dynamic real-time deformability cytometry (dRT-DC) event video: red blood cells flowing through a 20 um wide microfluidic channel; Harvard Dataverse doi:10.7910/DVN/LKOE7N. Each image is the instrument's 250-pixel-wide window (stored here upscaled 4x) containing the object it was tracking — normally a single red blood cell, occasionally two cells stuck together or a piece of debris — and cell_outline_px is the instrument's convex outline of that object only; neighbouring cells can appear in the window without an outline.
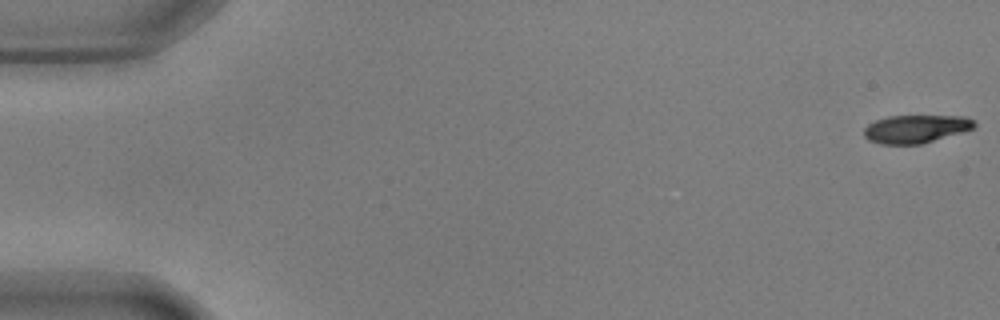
{"species": "common noctule bat (a hibernating species)", "species_latin": "Nyctalus noctula", "temperature_condition": "warm", "stored_images_in_passage": 56, "camera_frame_rate_fps": 3000, "um_per_image_px": 0.085, "animal": {"sex": "male", "body_mass_g": 17.9, "forearm_length_mm": 54.2}, "frame": {"image": 1, "passage_image": 1, "time_ms": 0.0, "image_size_px": [1000, 320], "cell_outline_px": [[976, 128], [964, 132], [920, 144], [880, 144], [868, 140], [864, 136], [864, 128], [868, 124], [876, 120], [888, 116], [964, 116], [972, 120], [976, 124]], "centroid_in_image_um": [77.85, 10.96], "position_along_channel_um": 7.2, "area_um2": 18.09}}
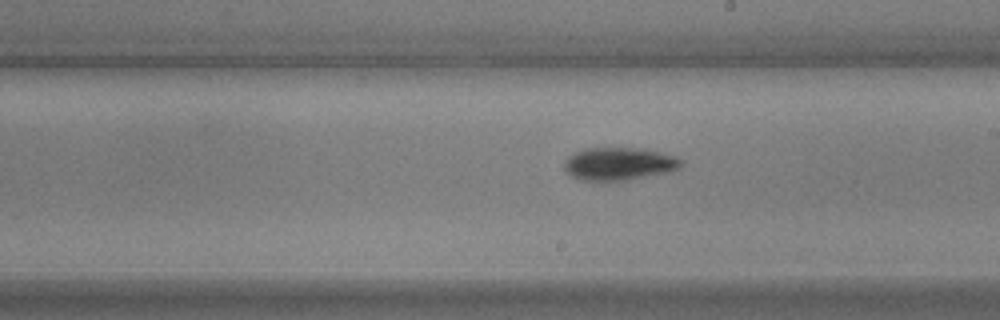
{"frame": {"image": 2, "passage_image": 32, "time_ms": 10.333, "image_size_px": [1000, 320], "cell_outline_px": [[684, 164], [680, 168], [668, 172], [628, 180], [580, 180], [572, 176], [564, 168], [564, 164], [576, 152], [584, 148], [644, 148], [676, 156], [684, 160]], "centroid_in_image_um": [52.7, 13.92], "position_along_channel_um": 236.3, "area_um2": 22.25}}
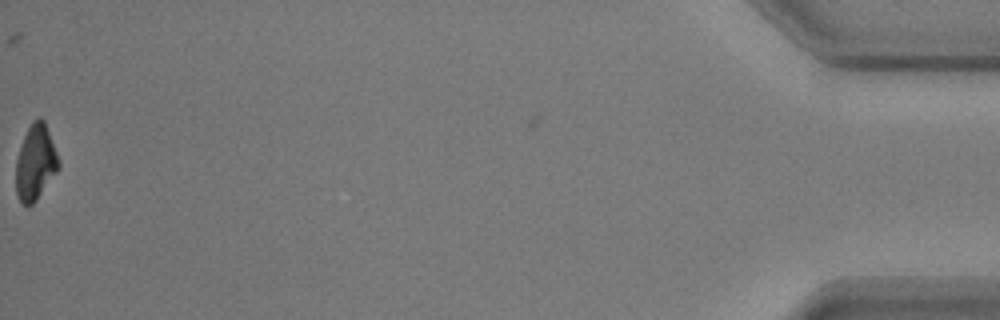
{"frame": {"image": 3, "passage_image": 56, "time_ms": 18.333, "image_size_px": [1000, 320], "cell_outline_px": [[60, 168], [36, 200], [28, 208], [20, 204], [16, 192], [16, 160], [24, 136], [32, 120], [40, 116], [44, 120], [60, 160]], "centroid_in_image_um": [3.02, 13.84], "position_along_channel_um": 432.2, "area_um2": 18.96}, "authors_computed_cell_mechanics": {"area_um2": 20.23, "velocity_mm_per_s": 3.6468, "shape_relaxation_time_tau1_ms": 3.8563, "shape_relaxation_time_tau2_ms": null, "deformation_change_tau1": 0.1761, "deformation_change_tau2": null}}